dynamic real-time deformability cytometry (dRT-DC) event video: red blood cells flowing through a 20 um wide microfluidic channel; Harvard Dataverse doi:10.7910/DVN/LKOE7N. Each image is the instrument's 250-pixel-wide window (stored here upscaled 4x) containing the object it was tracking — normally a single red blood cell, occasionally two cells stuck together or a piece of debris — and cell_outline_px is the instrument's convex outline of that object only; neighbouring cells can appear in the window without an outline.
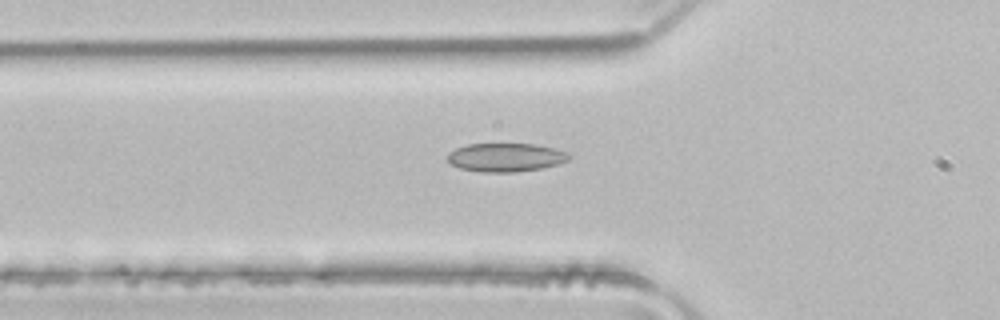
{"species": "common noctule bat (a hibernating species)", "species_latin": "Nyctalus noctula", "temperature_condition": "room temperature", "stored_images_in_passage": 3, "camera_frame_rate_fps": 3000, "um_per_image_px": 0.085, "animal": {"sex": "male", "body_mass_g": 21.5, "forearm_length_mm": 52.0}, "frame": {"image": 1, "passage_image": 3, "time_ms": 0.667, "image_size_px": [1000, 320], "cell_outline_px": [[572, 156], [568, 160], [556, 164], [540, 168], [516, 172], [480, 172], [460, 168], [452, 164], [448, 160], [448, 152], [456, 148], [468, 144], [536, 144], [556, 148], [568, 152]], "centroid_in_image_um": [43.0, 13.37], "position_along_channel_um": 82.8, "area_um2": 20.23}}